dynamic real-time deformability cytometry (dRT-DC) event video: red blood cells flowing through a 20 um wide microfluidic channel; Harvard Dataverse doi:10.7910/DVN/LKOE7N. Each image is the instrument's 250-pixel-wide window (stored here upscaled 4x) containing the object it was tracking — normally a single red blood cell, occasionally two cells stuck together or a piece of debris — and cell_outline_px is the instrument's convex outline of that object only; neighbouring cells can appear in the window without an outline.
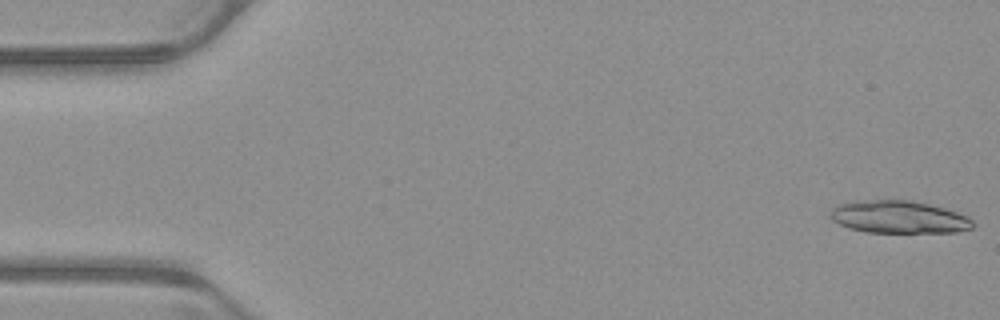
{"species": "common noctule bat (a hibernating species)", "species_latin": "Nyctalus noctula", "temperature_condition": "warm", "stored_images_in_passage": 21, "camera_frame_rate_fps": 3000, "um_per_image_px": 0.085, "animal": {"sex": "male", "body_mass_g": 23.1, "forearm_length_mm": 52.7}, "frame": {"image": 1, "passage_image": 1, "time_ms": 0.0, "image_size_px": [1000, 320], "cell_outline_px": [[976, 224], [972, 228], [956, 232], [864, 232], [848, 228], [832, 220], [828, 216], [832, 208], [836, 204], [856, 200], [908, 200], [928, 204], [944, 208], [968, 216]], "centroid_in_image_um": [76.36, 18.44], "position_along_channel_um": 8.6, "area_um2": 27.22}}
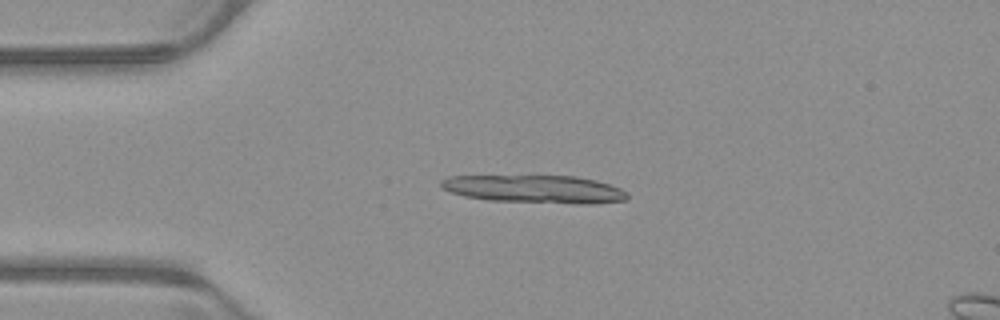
{"frame": {"image": 2, "passage_image": 12, "time_ms": 3.667, "image_size_px": [1000, 320], "cell_outline_px": [[628, 200], [596, 204], [580, 204], [488, 200], [464, 196], [440, 188], [440, 180], [448, 176], [576, 176], [596, 180], [620, 188], [628, 192]], "centroid_in_image_um": [45.48, 16.08], "position_along_channel_um": 39.5, "area_um2": 30.52}}